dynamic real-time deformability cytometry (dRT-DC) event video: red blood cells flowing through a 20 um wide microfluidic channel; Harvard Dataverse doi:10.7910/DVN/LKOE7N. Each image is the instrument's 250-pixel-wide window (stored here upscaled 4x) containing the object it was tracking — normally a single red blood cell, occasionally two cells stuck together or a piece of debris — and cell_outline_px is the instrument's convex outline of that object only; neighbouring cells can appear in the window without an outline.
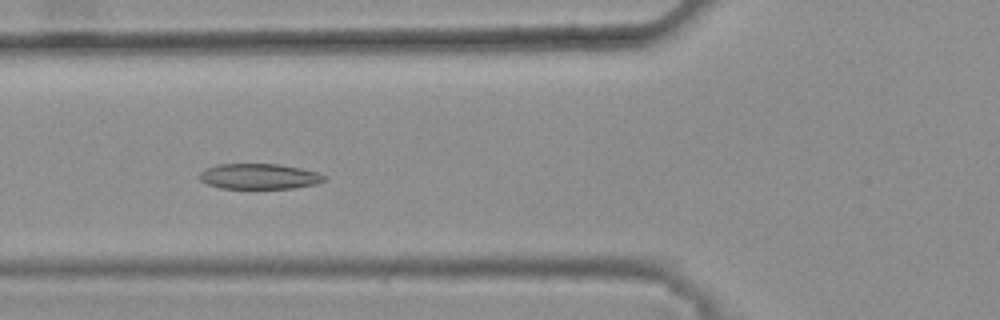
{"species": "common noctule bat (a hibernating species)", "species_latin": "Nyctalus noctula", "temperature_condition": "warm", "stored_images_in_passage": 40, "camera_frame_rate_fps": 3000, "um_per_image_px": 0.085, "animal": {"sex": "female", "body_mass_g": 25.1}, "frame": {"image": 1, "passage_image": 15, "time_ms": 4.667, "image_size_px": [1000, 320], "cell_outline_px": [[328, 180], [316, 184], [292, 188], [220, 188], [208, 184], [200, 180], [196, 176], [200, 172], [216, 164], [280, 164], [320, 172], [328, 176]], "centroid_in_image_um": [22.08, 14.99], "position_along_channel_um": 103.7, "area_um2": 18.73}}
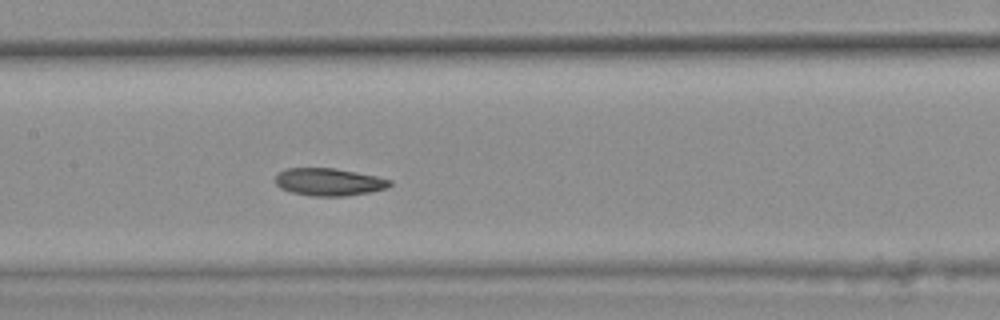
{"frame": {"image": 2, "passage_image": 21, "time_ms": 6.667, "image_size_px": [1000, 320], "cell_outline_px": [[392, 184], [388, 188], [368, 192], [344, 196], [312, 196], [292, 192], [280, 188], [276, 184], [276, 176], [280, 172], [288, 168], [336, 168], [376, 176], [392, 180]], "centroid_in_image_um": [27.98, 15.46], "position_along_channel_um": 179.4, "area_um2": 18.26}}
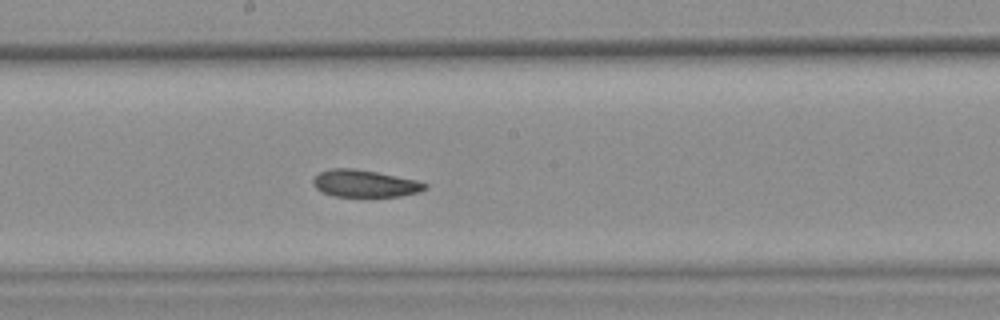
{"frame": {"image": 3, "passage_image": 24, "time_ms": 7.667, "image_size_px": [1000, 320], "cell_outline_px": [[428, 188], [420, 192], [400, 196], [332, 196], [320, 192], [312, 184], [312, 180], [320, 172], [332, 168], [352, 168], [376, 172], [416, 180], [428, 184]], "centroid_in_image_um": [30.99, 15.6], "position_along_channel_um": 217.2, "area_um2": 17.69}, "authors_computed_cell_mechanics": {"area_um2": 18.6116, "velocity_mm_per_s": 3.7891, "shape_relaxation_time_tau1_ms": null, "shape_relaxation_time_tau2_ms": 3.3702, "deformation_change_tau1": null, "deformation_change_tau2": 0.0674}}